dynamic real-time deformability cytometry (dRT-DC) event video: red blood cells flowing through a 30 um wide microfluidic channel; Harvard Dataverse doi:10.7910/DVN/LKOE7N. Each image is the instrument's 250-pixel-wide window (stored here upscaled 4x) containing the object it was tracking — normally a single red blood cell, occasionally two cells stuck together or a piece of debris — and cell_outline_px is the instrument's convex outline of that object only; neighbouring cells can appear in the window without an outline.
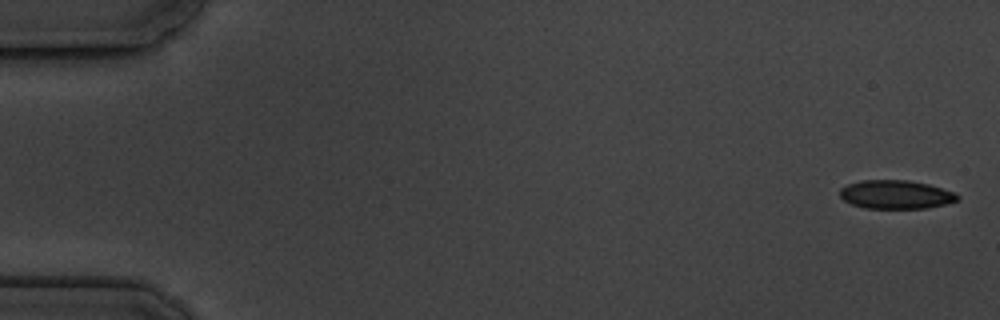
{"species": "common noctule bat (a hibernating species)", "species_latin": "Nyctalus noctula", "temperature_condition": "cold", "stored_images_in_passage": 6, "camera_frame_rate_fps": 3000, "um_per_image_px": 0.085, "animal": {"sex": "male", "body_mass_g": 19.5, "forearm_length_mm": 54.6}, "frame": {"image": 1, "passage_image": 1, "time_ms": 0.0, "image_size_px": [1000, 320], "cell_outline_px": [[960, 200], [928, 208], [864, 208], [852, 204], [844, 200], [840, 196], [840, 188], [848, 184], [860, 180], [908, 180], [928, 184], [956, 192], [960, 196]], "centroid_in_image_um": [76.17, 16.53], "position_along_channel_um": 8.8, "area_um2": 19.71}}